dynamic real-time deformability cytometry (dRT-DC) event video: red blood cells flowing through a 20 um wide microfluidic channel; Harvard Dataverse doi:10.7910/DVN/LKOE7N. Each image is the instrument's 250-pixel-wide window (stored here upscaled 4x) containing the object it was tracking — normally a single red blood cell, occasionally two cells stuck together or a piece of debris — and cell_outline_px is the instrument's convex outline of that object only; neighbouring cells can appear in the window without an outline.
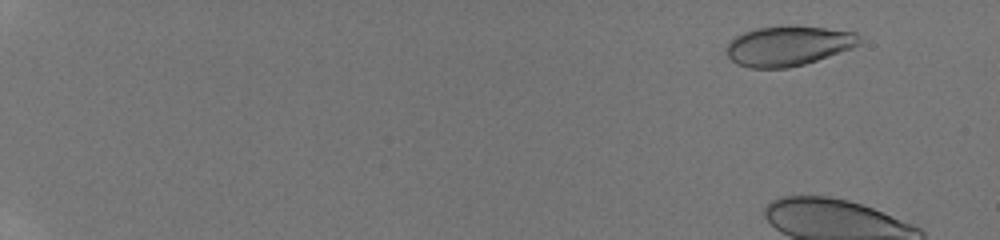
{"species": "human", "species_latin": "Homo sapiens", "temperature_condition": "room temperature", "stored_images_in_passage": 18, "camera_frame_rate_fps": 3000, "um_per_image_px": 0.085, "donor": {"sex": "male"}, "frame": {"image": 1, "passage_image": 8, "time_ms": 2.0, "image_size_px": [1000, 240], "cell_outline_px": [[860, 44], [852, 48], [804, 64], [788, 68], [748, 68], [736, 64], [728, 56], [728, 40], [744, 32], [756, 28], [788, 24], [796, 24], [856, 32], [860, 40]], "centroid_in_image_um": [66.99, 3.87], "position_along_channel_um": 18.0, "area_um2": 31.21}}